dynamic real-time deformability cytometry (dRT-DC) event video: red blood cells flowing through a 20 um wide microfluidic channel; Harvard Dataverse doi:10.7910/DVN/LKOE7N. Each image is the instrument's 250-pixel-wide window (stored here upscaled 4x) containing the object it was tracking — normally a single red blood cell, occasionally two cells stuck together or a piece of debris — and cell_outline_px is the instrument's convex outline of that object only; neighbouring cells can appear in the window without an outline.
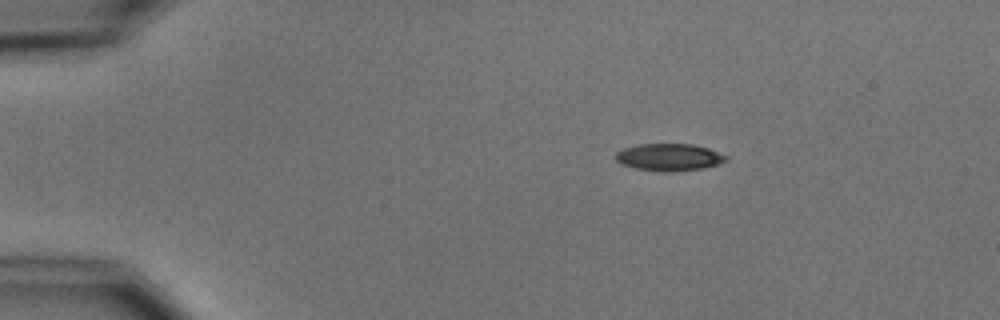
{"species": "common noctule bat (a hibernating species)", "species_latin": "Nyctalus noctula", "temperature_condition": "cold", "stored_images_in_passage": 3, "camera_frame_rate_fps": 3000, "um_per_image_px": 0.085, "animal": {"sex": "male", "body_mass_g": 15.6}, "frame": {"image": 1, "passage_image": 1, "time_ms": 0.0, "image_size_px": [1000, 320], "cell_outline_px": [[728, 160], [704, 168], [672, 172], [660, 172], [636, 168], [624, 164], [616, 160], [616, 152], [624, 148], [640, 144], [692, 144], [708, 148], [728, 156]], "centroid_in_image_um": [56.9, 13.36], "position_along_channel_um": 28.1, "area_um2": 17.4}}